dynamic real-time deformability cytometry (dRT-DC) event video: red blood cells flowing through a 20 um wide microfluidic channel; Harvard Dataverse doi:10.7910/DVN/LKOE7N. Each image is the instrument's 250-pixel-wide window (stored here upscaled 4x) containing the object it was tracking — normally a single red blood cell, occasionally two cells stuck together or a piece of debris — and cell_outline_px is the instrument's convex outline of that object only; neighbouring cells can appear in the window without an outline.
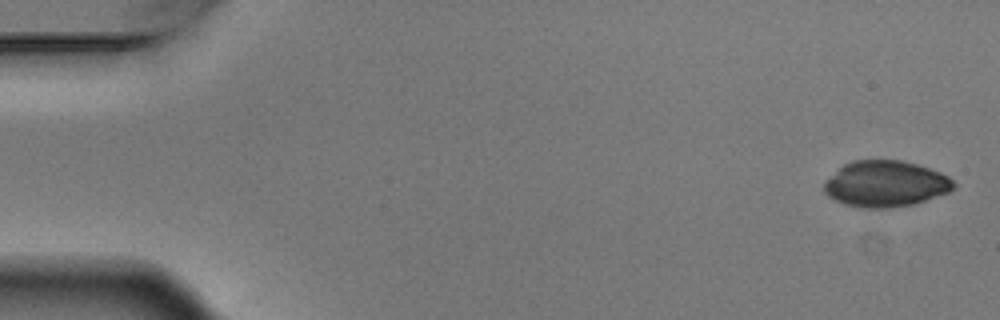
{"species": "Egyptian fruit bat (a non-hibernating species)", "species_latin": "Rousettus aegyptiacus", "temperature_condition": "warm", "stored_images_in_passage": 5, "camera_frame_rate_fps": 3000, "um_per_image_px": 0.085, "animal": {"sex": "male"}, "frame": {"image": 1, "passage_image": 1, "time_ms": 0.0, "image_size_px": [1000, 320], "cell_outline_px": [[956, 188], [948, 192], [912, 204], [892, 208], [864, 208], [844, 204], [828, 196], [824, 192], [824, 184], [844, 164], [852, 160], [904, 160], [940, 172], [948, 176], [956, 184]], "centroid_in_image_um": [75.29, 15.63], "position_along_channel_um": 9.7, "area_um2": 34.56}}